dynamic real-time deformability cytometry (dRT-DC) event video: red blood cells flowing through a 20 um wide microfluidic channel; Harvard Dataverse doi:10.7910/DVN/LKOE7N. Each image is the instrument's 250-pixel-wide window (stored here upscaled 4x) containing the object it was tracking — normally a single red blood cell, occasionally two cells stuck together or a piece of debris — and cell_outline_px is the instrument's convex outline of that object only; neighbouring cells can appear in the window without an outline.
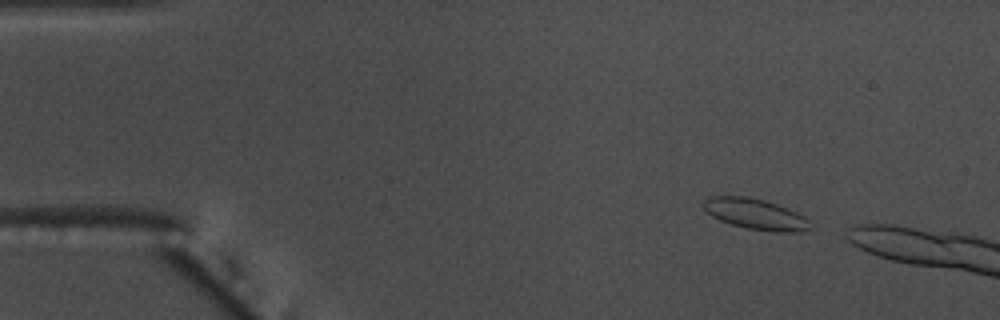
{"species": "common noctule bat (a hibernating species)", "species_latin": "Nyctalus noctula", "temperature_condition": "warm", "stored_images_in_passage": 12, "camera_frame_rate_fps": 3000, "um_per_image_px": 0.085, "animal": {"sex": "male", "body_mass_g": 17.5, "forearm_length_mm": 52.3}, "frame": {"image": 1, "passage_image": 1, "time_ms": 0.0, "image_size_px": [1000, 320], "cell_outline_px": [[812, 228], [804, 232], [776, 232], [748, 228], [732, 224], [720, 220], [712, 216], [704, 208], [704, 200], [708, 196], [744, 196], [764, 200], [776, 204], [796, 212], [804, 216], [808, 220]], "centroid_in_image_um": [64.24, 18.2], "position_along_channel_um": 20.8, "area_um2": 18.96}}